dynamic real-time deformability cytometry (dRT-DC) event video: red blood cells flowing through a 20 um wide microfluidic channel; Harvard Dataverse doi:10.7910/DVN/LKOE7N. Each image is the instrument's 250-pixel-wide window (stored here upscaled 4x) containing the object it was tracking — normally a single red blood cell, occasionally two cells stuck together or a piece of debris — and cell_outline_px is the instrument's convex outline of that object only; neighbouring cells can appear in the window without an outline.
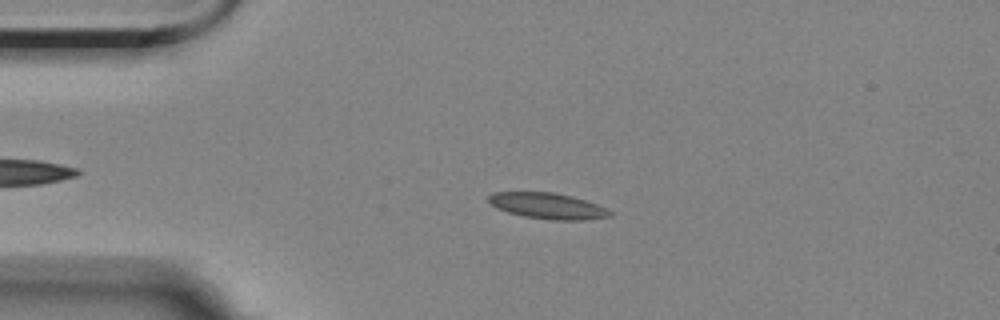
{"species": "Egyptian fruit bat (a non-hibernating species)", "species_latin": "Rousettus aegyptiacus", "temperature_condition": "room temperature", "stored_images_in_passage": 49, "camera_frame_rate_fps": 3000, "um_per_image_px": 0.085, "animal": {"sex": "female"}, "frame": {"image": 1, "passage_image": 12, "time_ms": 3.667, "image_size_px": [1000, 320], "cell_outline_px": [[612, 216], [584, 220], [552, 220], [524, 216], [508, 212], [496, 208], [488, 200], [488, 196], [492, 192], [552, 192], [572, 196], [596, 204], [612, 212]], "centroid_in_image_um": [46.53, 17.5], "position_along_channel_um": 38.5, "area_um2": 18.21}}
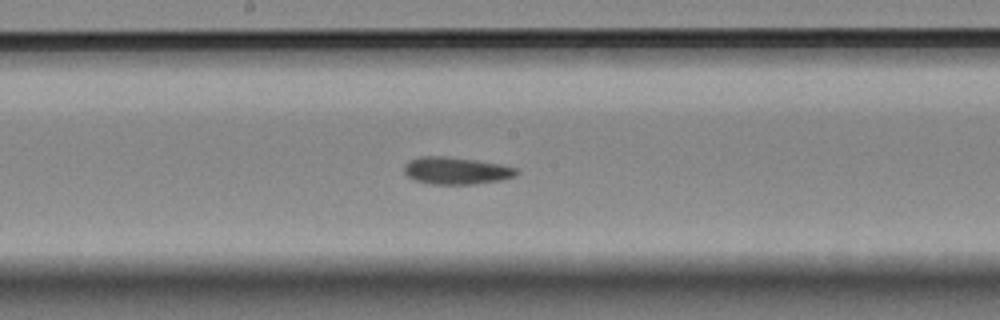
{"frame": {"image": 2, "passage_image": 29, "time_ms": 9.333, "image_size_px": [1000, 320], "cell_outline_px": [[520, 172], [516, 176], [500, 180], [476, 184], [432, 184], [416, 180], [408, 176], [404, 172], [404, 164], [408, 160], [420, 156], [448, 156], [476, 160], [500, 164], [520, 168]], "centroid_in_image_um": [38.81, 14.5], "position_along_channel_um": 209.4, "area_um2": 18.03}}
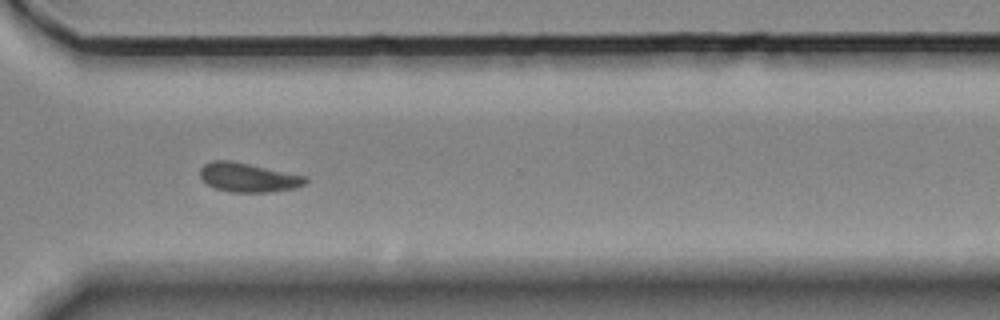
{"frame": {"image": 3, "passage_image": 41, "time_ms": 13.333, "image_size_px": [1000, 320], "cell_outline_px": [[308, 180], [304, 184], [292, 188], [272, 192], [228, 192], [216, 188], [208, 184], [200, 176], [200, 168], [204, 164], [212, 160], [228, 160], [308, 176]], "centroid_in_image_um": [21.09, 15.08], "position_along_channel_um": 349.5, "area_um2": 17.74}, "authors_computed_cell_mechanics": {"area_um2": 17.8602, "velocity_mm_per_s": 3.5016, "shape_relaxation_time_tau1_ms": 8.746, "shape_relaxation_time_tau2_ms": 3.2513, "deformation_change_tau1": 0.1356, "deformation_change_tau2": 0.0698}}